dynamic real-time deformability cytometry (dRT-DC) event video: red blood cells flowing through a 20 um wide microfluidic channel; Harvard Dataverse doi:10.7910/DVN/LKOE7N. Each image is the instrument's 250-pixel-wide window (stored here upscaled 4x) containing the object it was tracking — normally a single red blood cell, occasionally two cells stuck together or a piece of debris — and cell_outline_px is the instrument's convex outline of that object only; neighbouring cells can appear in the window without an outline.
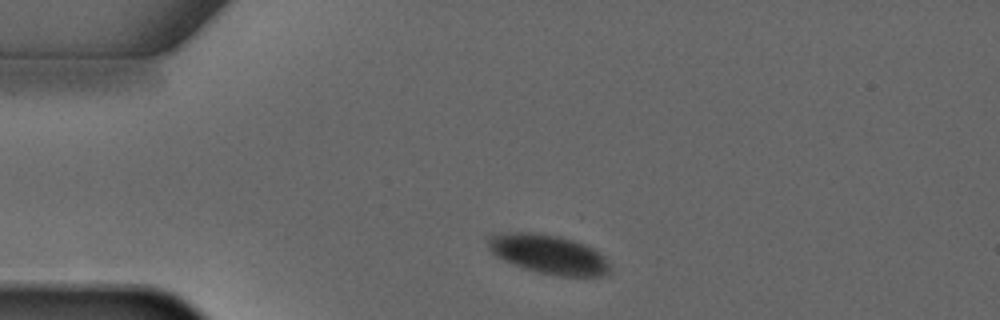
{"species": "common noctule bat (a hibernating species)", "species_latin": "Nyctalus noctula", "temperature_condition": "warm", "stored_images_in_passage": 3, "camera_frame_rate_fps": 3000, "um_per_image_px": 0.085, "animal": {"sex": "male", "forearm_length_mm": 52.5}, "frame": {"image": 1, "passage_image": 1, "time_ms": 0.0, "image_size_px": [1000, 320], "cell_outline_px": [[608, 272], [604, 276], [560, 276], [540, 272], [524, 268], [504, 260], [496, 256], [488, 248], [488, 236], [512, 232], [532, 232], [560, 236], [584, 244], [600, 252], [604, 256], [608, 264]], "centroid_in_image_um": [46.62, 21.6], "position_along_channel_um": 38.4, "area_um2": 27.51}}
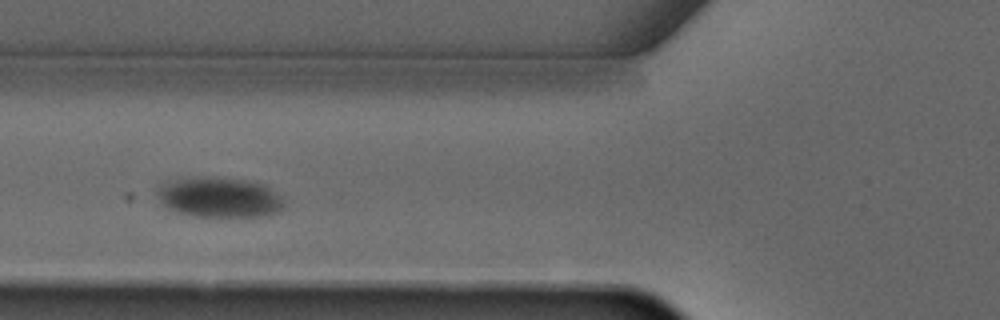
{"frame": {"image": 2, "passage_image": 3, "time_ms": 2.333, "image_size_px": [1000, 320], "cell_outline_px": [[284, 208], [280, 212], [264, 216], [192, 216], [176, 212], [164, 204], [156, 196], [156, 188], [164, 180], [204, 176], [240, 180], [264, 184], [280, 196], [284, 200]], "centroid_in_image_um": [18.6, 16.77], "position_along_channel_um": 107.2, "area_um2": 29.88}}